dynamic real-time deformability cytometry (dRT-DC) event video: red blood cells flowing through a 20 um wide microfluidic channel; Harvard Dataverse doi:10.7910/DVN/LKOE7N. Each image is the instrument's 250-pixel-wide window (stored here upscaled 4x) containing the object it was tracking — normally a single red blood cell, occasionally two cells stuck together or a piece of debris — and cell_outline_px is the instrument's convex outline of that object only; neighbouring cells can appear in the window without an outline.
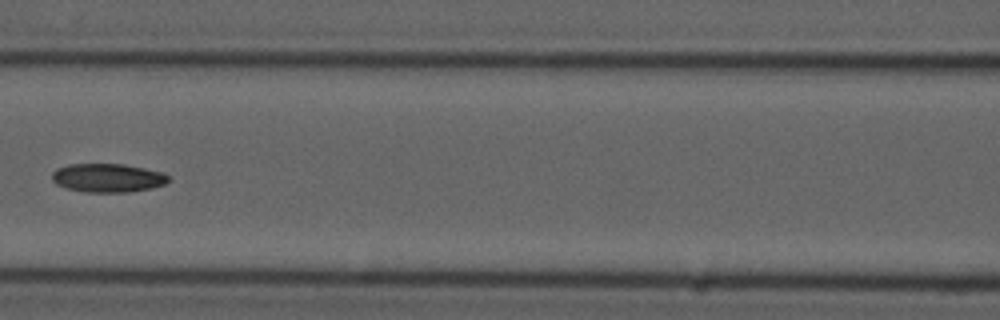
{"species": "common noctule bat (a hibernating species)", "species_latin": "Nyctalus noctula", "temperature_condition": "cold", "stored_images_in_passage": 6, "camera_frame_rate_fps": 3000, "um_per_image_px": 0.085, "animal": {"sex": "male", "forearm_length_mm": 52.5}, "frame": {"image": 1, "passage_image": 6, "time_ms": 1.667, "image_size_px": [1000, 320], "cell_outline_px": [[168, 180], [164, 184], [152, 188], [128, 192], [84, 192], [68, 188], [56, 184], [52, 180], [52, 172], [56, 168], [68, 164], [124, 164], [164, 172], [168, 176]], "centroid_in_image_um": [9.14, 15.11], "position_along_channel_um": 157.5, "area_um2": 19.48}}